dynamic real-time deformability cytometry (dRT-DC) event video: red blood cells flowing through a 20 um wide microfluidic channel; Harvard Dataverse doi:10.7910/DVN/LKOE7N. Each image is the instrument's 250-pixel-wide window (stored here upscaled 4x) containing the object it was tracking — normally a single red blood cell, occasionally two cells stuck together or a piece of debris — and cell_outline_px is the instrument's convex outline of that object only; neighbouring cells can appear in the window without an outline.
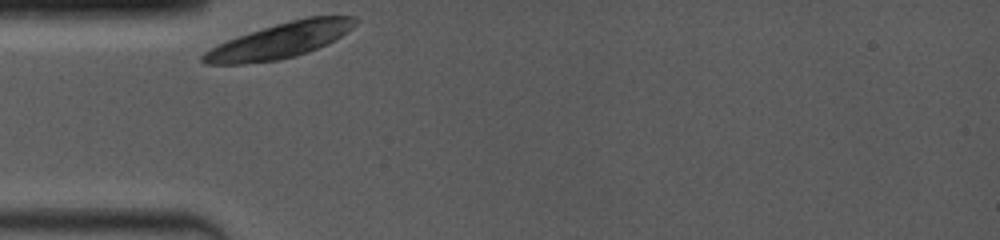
{"species": "common noctule bat (a hibernating species)", "species_latin": "Nyctalus noctula", "temperature_condition": "room temperature", "stored_images_in_passage": 2, "camera_frame_rate_fps": 4000, "um_per_image_px": 0.085, "animal": {"sex": "female", "body_mass_g": 19.0, "forearm_length_mm": 53.3}, "frame": {"image": 1, "passage_image": 1, "time_ms": 0.0, "image_size_px": [1000, 240], "cell_outline_px": [[360, 20], [348, 32], [308, 52], [276, 60], [240, 64], [204, 64], [200, 60], [200, 56], [204, 52], [228, 40], [276, 24], [308, 16], [356, 16]], "centroid_in_image_um": [23.82, 3.44], "position_along_channel_um": 61.2, "area_um2": 30.58}}